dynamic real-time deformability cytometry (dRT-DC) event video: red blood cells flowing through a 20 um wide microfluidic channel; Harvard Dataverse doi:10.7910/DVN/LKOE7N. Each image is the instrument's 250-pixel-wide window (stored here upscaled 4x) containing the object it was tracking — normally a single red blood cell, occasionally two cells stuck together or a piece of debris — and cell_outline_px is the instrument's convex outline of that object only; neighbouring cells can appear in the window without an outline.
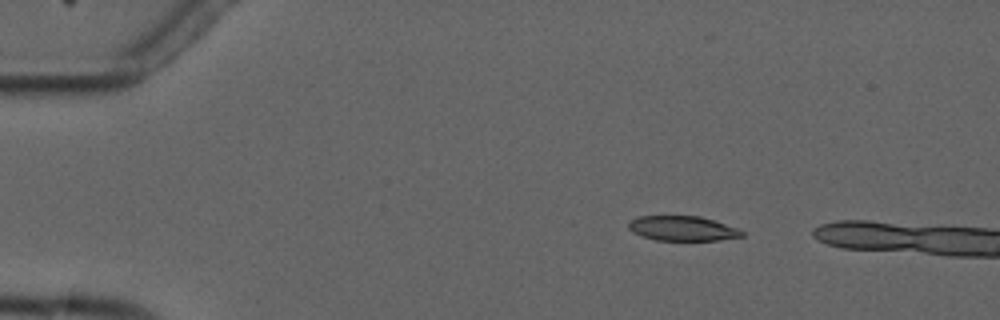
{"species": "common noctule bat (a hibernating species)", "species_latin": "Nyctalus noctula", "temperature_condition": "cold", "stored_images_in_passage": 3, "camera_frame_rate_fps": 3000, "um_per_image_px": 0.085, "animal": {"sex": "male", "forearm_length_mm": 52.5}, "frame": {"image": 1, "passage_image": 1, "time_ms": 0.0, "image_size_px": [1000, 320], "cell_outline_px": [[744, 236], [720, 240], [656, 240], [640, 236], [632, 232], [628, 228], [628, 220], [640, 216], [700, 216], [740, 228], [744, 232]], "centroid_in_image_um": [58.01, 19.41], "position_along_channel_um": 27.0, "area_um2": 16.59}}